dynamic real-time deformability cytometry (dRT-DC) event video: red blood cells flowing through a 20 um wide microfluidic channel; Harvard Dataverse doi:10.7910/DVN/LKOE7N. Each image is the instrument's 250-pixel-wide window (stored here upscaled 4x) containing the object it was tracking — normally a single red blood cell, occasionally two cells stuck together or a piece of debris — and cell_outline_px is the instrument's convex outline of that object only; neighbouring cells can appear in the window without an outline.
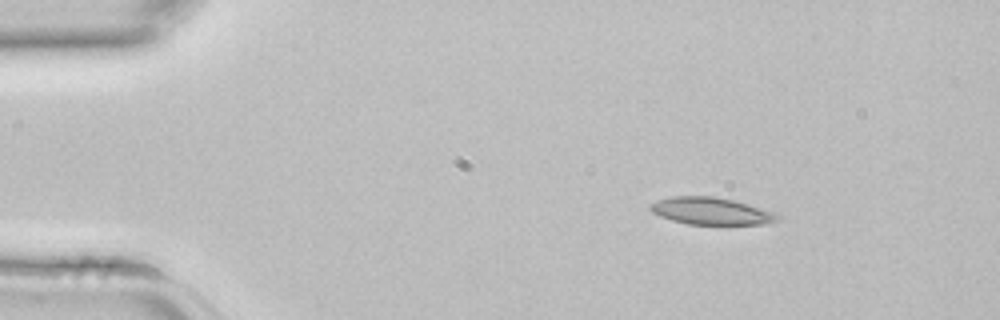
{"species": "common noctule bat (a hibernating species)", "species_latin": "Nyctalus noctula", "temperature_condition": "room temperature", "stored_images_in_passage": 2, "camera_frame_rate_fps": 3000, "um_per_image_px": 0.085, "animal": {"sex": "female", "body_mass_g": 22.7, "forearm_length_mm": 54.2}, "frame": {"image": 1, "passage_image": 1, "time_ms": 0.0, "image_size_px": [1000, 320], "cell_outline_px": [[784, 216], [780, 220], [768, 224], [688, 224], [672, 220], [660, 216], [652, 212], [648, 208], [656, 200], [672, 196], [712, 196], [732, 200], [748, 204], [776, 212]], "centroid_in_image_um": [60.51, 17.94], "position_along_channel_um": 24.5, "area_um2": 20.29}}
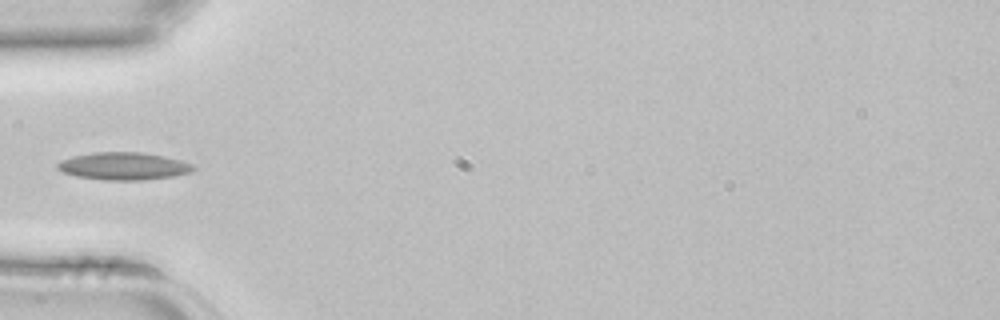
{"frame": {"image": 2, "passage_image": 2, "time_ms": 0.333, "image_size_px": [1000, 320], "cell_outline_px": [[196, 168], [192, 172], [172, 176], [144, 180], [104, 180], [76, 176], [64, 172], [56, 168], [56, 164], [60, 160], [72, 156], [92, 152], [140, 152], [164, 156], [180, 160], [192, 164]], "centroid_in_image_um": [10.49, 14.12], "position_along_channel_um": 74.5, "area_um2": 21.85}}